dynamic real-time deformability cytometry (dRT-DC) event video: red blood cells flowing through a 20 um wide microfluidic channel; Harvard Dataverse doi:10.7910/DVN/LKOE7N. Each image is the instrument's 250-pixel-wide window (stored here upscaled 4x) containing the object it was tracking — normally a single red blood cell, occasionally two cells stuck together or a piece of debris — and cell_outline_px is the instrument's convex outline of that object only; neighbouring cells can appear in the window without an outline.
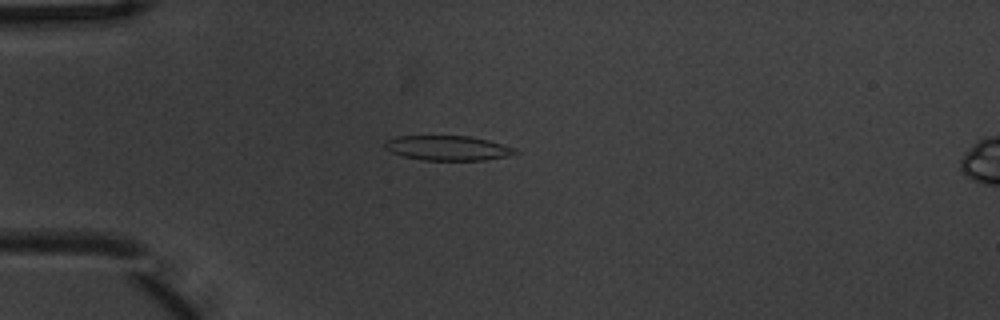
{"species": "common noctule bat (a hibernating species)", "species_latin": "Nyctalus noctula", "temperature_condition": "warm", "stored_images_in_passage": 6, "camera_frame_rate_fps": 3000, "um_per_image_px": 0.085, "animal": {"sex": "male", "body_mass_g": 20.1, "forearm_length_mm": 53.5}, "frame": {"image": 1, "passage_image": 5, "time_ms": 1.333, "image_size_px": [1000, 320], "cell_outline_px": [[520, 152], [508, 156], [484, 160], [424, 160], [404, 156], [392, 152], [384, 148], [384, 140], [396, 136], [468, 136], [488, 140], [516, 148]], "centroid_in_image_um": [38.06, 12.58], "position_along_channel_um": 46.9, "area_um2": 18.84}}